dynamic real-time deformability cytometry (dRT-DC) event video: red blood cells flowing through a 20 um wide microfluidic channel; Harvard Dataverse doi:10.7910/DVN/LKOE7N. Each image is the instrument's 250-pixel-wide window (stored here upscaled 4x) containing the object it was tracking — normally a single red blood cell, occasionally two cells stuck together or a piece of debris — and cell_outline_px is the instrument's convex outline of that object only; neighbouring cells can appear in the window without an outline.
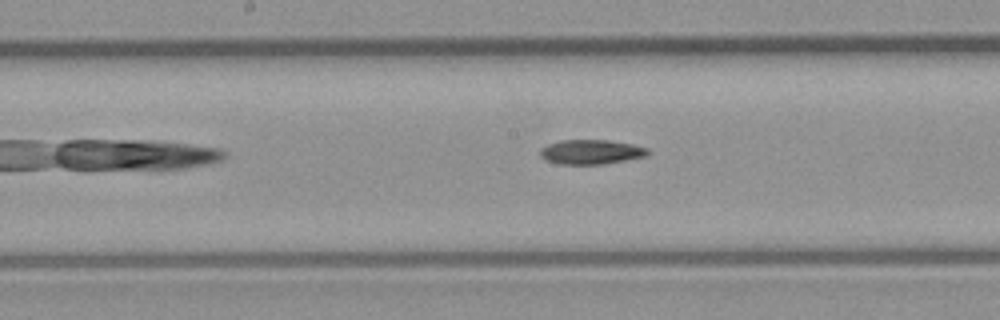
{"species": "common noctule bat (a hibernating species)", "species_latin": "Nyctalus noctula", "temperature_condition": "room temperature", "stored_images_in_passage": 6, "camera_frame_rate_fps": 3000, "um_per_image_px": 0.085, "animal": {"sex": "male", "body_mass_g": 23.1, "forearm_length_mm": 52.7}, "frame": {"image": 1, "passage_image": 6, "time_ms": 5.667, "image_size_px": [1000, 320], "cell_outline_px": [[652, 152], [648, 156], [604, 164], [560, 164], [544, 160], [540, 156], [540, 148], [548, 144], [560, 140], [608, 140], [632, 144], [648, 148]], "centroid_in_image_um": [50.26, 12.91], "position_along_channel_um": 197.9, "area_um2": 15.61}}